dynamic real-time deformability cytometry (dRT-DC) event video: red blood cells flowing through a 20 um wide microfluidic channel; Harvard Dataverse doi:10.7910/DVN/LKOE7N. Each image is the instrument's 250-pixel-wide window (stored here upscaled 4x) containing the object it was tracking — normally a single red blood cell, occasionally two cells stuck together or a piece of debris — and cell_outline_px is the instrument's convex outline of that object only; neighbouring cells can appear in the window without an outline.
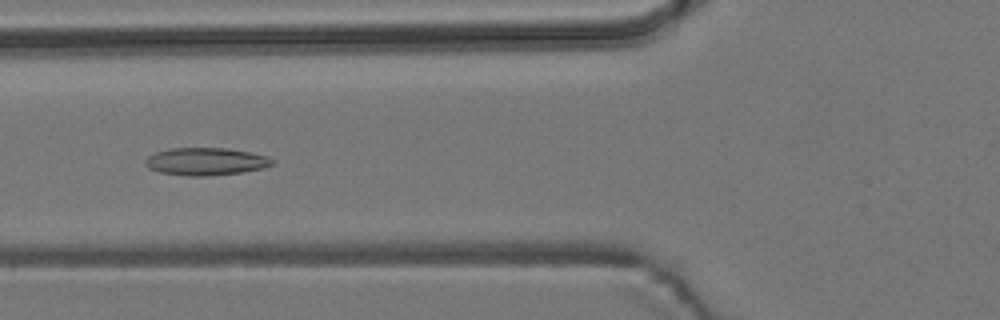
{"species": "common noctule bat (a hibernating species)", "species_latin": "Nyctalus noctula", "temperature_condition": "room temperature", "stored_images_in_passage": 6, "camera_frame_rate_fps": 3000, "um_per_image_px": 0.085, "animal": {"sex": "male", "body_mass_g": 19.2, "forearm_length_mm": 51.8}, "frame": {"image": 1, "passage_image": 5, "time_ms": 4.667, "image_size_px": [1000, 320], "cell_outline_px": [[276, 164], [264, 168], [244, 172], [208, 176], [188, 176], [160, 172], [148, 168], [144, 164], [144, 160], [148, 156], [156, 152], [168, 148], [228, 148], [268, 156], [276, 160]], "centroid_in_image_um": [17.53, 13.73], "position_along_channel_um": 108.3, "area_um2": 20.69}}
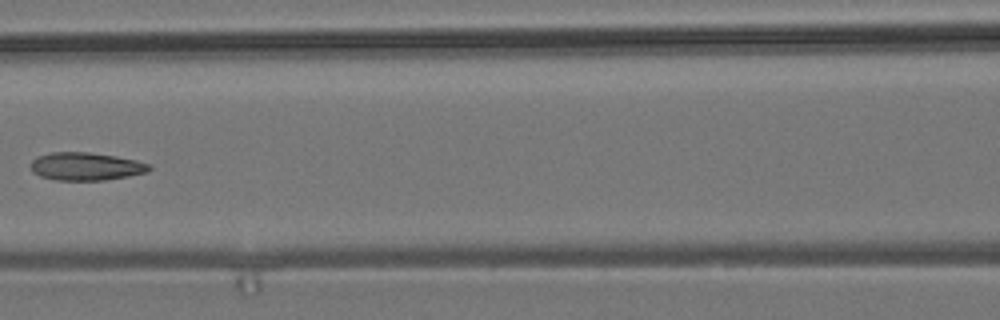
{"frame": {"image": 2, "passage_image": 6, "time_ms": 6.0, "image_size_px": [1000, 320], "cell_outline_px": [[152, 168], [148, 172], [128, 176], [104, 180], [56, 180], [40, 176], [32, 172], [32, 160], [36, 156], [52, 152], [88, 152], [116, 156], [136, 160], [152, 164]], "centroid_in_image_um": [7.33, 14.14], "position_along_channel_um": 159.3, "area_um2": 19.36}}